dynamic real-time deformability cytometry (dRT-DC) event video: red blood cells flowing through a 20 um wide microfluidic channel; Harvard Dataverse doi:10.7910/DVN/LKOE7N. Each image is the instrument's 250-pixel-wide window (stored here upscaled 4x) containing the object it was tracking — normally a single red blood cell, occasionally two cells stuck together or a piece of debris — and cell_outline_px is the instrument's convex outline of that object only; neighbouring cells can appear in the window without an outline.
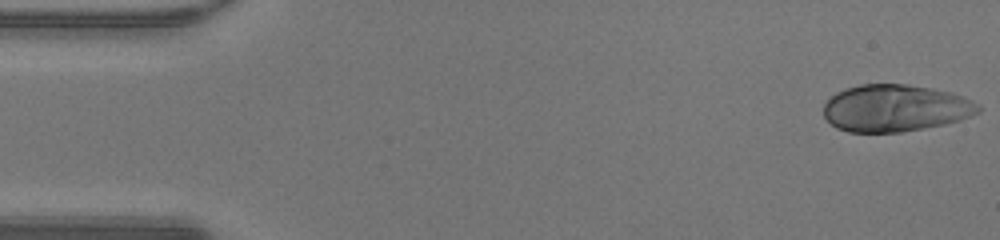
{"species": "human", "species_latin": "Homo sapiens", "temperature_condition": "warm", "stored_images_in_passage": 47, "camera_frame_rate_fps": 3000, "um_per_image_px": 0.085, "donor": {"sex": "male"}, "frame": {"image": 1, "passage_image": 1, "time_ms": 0.0, "image_size_px": [1000, 240], "cell_outline_px": [[980, 112], [960, 120], [944, 124], [924, 128], [900, 132], [848, 132], [836, 128], [824, 116], [824, 104], [836, 92], [860, 84], [908, 84], [932, 88], [964, 96], [980, 104]], "centroid_in_image_um": [76.12, 9.19], "position_along_channel_um": 8.9, "area_um2": 42.43}}
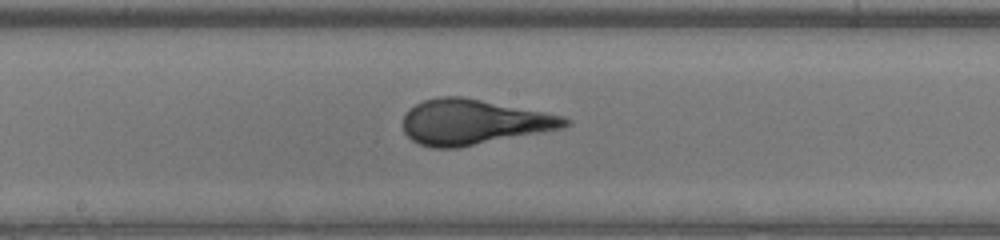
{"frame": {"image": 2, "passage_image": 24, "time_ms": 7.667, "image_size_px": [1000, 240], "cell_outline_px": [[572, 124], [564, 128], [456, 148], [432, 148], [420, 144], [412, 140], [404, 132], [404, 112], [408, 108], [424, 100], [440, 96], [460, 96], [544, 112], [564, 116], [572, 120]], "centroid_in_image_um": [40.25, 10.37], "position_along_channel_um": 208.0, "area_um2": 42.54}}
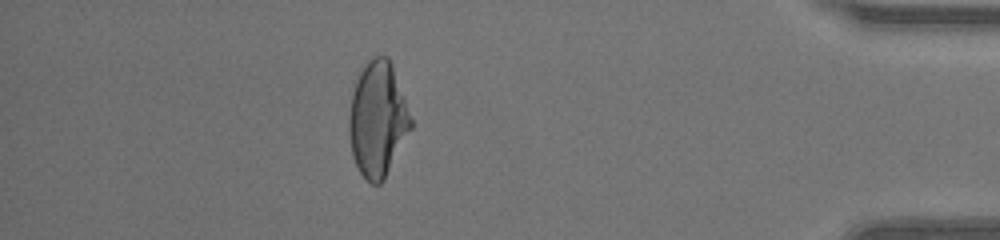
{"frame": {"image": 3, "passage_image": 41, "time_ms": 13.333, "image_size_px": [1000, 240], "cell_outline_px": [[412, 128], [384, 180], [380, 184], [372, 184], [360, 172], [352, 156], [348, 132], [348, 116], [352, 92], [356, 80], [364, 64], [372, 56], [388, 56], [392, 64], [412, 120]], "centroid_in_image_um": [32.09, 10.14], "position_along_channel_um": 403.1, "area_um2": 41.5}, "authors_computed_cell_mechanics": {"area_um2": 41.8472, "velocity_mm_per_s": 4.3431, "shape_relaxation_time_tau1_ms": 5.7621, "shape_relaxation_time_tau2_ms": null, "deformation_change_tau1": 0.2584, "deformation_change_tau2": null}}